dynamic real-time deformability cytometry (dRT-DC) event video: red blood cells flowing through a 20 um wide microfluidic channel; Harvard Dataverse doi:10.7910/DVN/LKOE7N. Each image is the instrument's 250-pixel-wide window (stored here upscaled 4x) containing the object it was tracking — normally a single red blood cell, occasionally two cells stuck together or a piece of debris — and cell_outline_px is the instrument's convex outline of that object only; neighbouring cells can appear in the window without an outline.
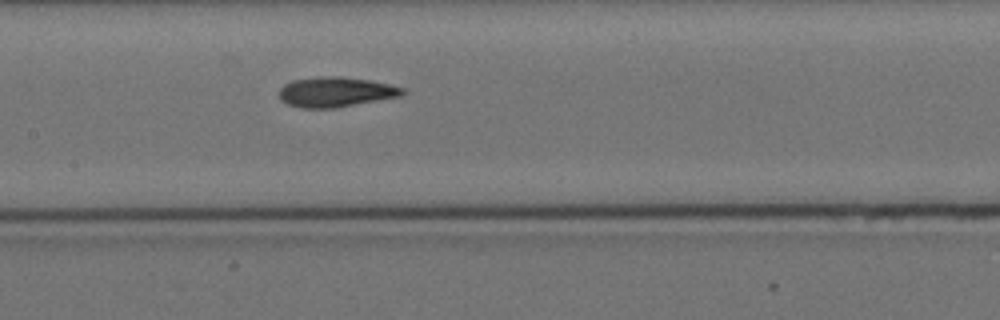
{"species": "Egyptian fruit bat (a non-hibernating species)", "species_latin": "Rousettus aegyptiacus", "temperature_condition": "cold", "stored_images_in_passage": 6, "camera_frame_rate_fps": 3000, "um_per_image_px": 0.085, "animal": {"sex": "female"}, "frame": {"image": 1, "passage_image": 6, "time_ms": 6.667, "image_size_px": [1000, 320], "cell_outline_px": [[404, 92], [400, 96], [336, 108], [300, 108], [288, 104], [280, 100], [280, 88], [284, 84], [292, 80], [316, 76], [340, 76], [368, 80], [388, 84], [404, 88]], "centroid_in_image_um": [28.49, 7.81], "position_along_channel_um": 178.9, "area_um2": 21.56}}